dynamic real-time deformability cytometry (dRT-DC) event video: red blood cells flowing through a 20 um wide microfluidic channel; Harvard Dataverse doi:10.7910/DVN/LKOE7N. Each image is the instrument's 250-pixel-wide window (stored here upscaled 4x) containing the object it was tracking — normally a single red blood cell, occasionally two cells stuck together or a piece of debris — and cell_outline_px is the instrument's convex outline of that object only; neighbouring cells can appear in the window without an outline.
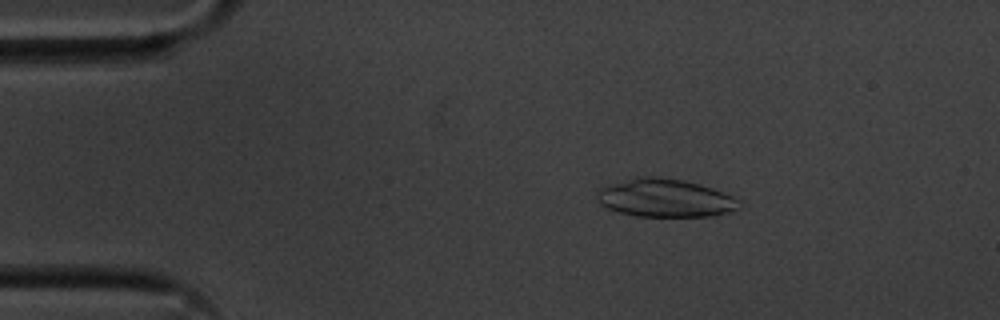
{"species": "common noctule bat (a hibernating species)", "species_latin": "Nyctalus noctula", "temperature_condition": "cold", "stored_images_in_passage": 50, "camera_frame_rate_fps": 3000, "um_per_image_px": 0.085, "animal": {"sex": "male", "body_mass_g": 20.1, "forearm_length_mm": 53.5}, "frame": {"image": 1, "passage_image": 5, "time_ms": 1.333, "image_size_px": [1000, 320], "cell_outline_px": [[740, 208], [732, 212], [716, 216], [636, 216], [620, 212], [608, 208], [600, 204], [596, 196], [596, 192], [600, 188], [636, 176], [656, 176], [684, 180], [700, 184], [712, 188], [732, 196], [740, 200]], "centroid_in_image_um": [56.56, 16.83], "position_along_channel_um": 28.4, "area_um2": 31.73}}
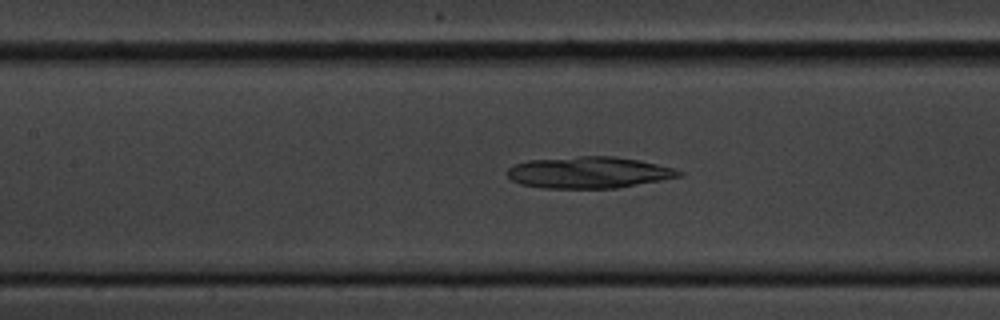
{"frame": {"image": 2, "passage_image": 20, "time_ms": 6.333, "image_size_px": [1000, 320], "cell_outline_px": [[684, 176], [616, 188], [544, 188], [520, 184], [512, 180], [504, 172], [508, 168], [516, 164], [528, 160], [580, 156], [612, 156], [640, 160], [672, 168], [684, 172]], "centroid_in_image_um": [50.04, 14.66], "position_along_channel_um": 157.4, "area_um2": 31.56}}
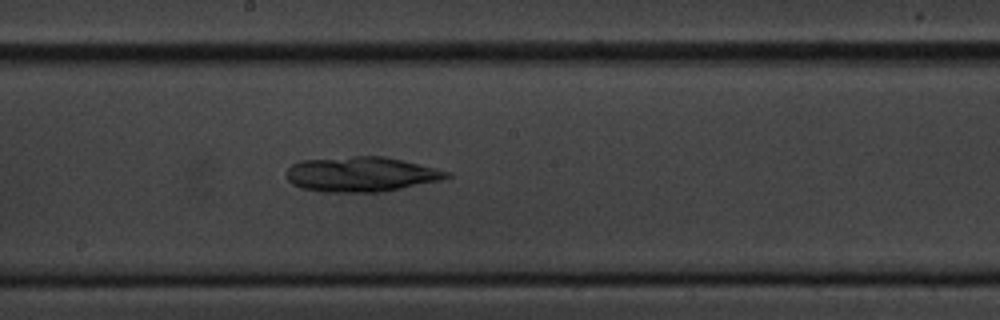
{"frame": {"image": 3, "passage_image": 25, "time_ms": 8.0, "image_size_px": [1000, 320], "cell_outline_px": [[452, 176], [440, 180], [380, 192], [320, 192], [300, 188], [292, 184], [288, 180], [284, 172], [292, 164], [300, 160], [352, 156], [384, 156], [436, 168], [452, 172]], "centroid_in_image_um": [30.64, 14.81], "position_along_channel_um": 217.6, "area_um2": 32.83}}